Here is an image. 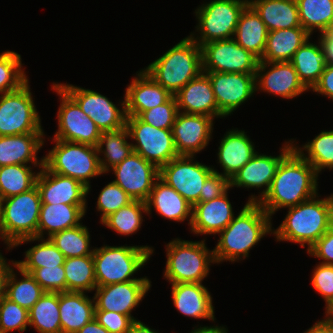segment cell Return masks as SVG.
I'll list each match as a JSON object with an SVG mask.
<instances>
[{"mask_svg":"<svg viewBox=\"0 0 333 333\" xmlns=\"http://www.w3.org/2000/svg\"><path fill=\"white\" fill-rule=\"evenodd\" d=\"M314 167L293 149L279 164L269 191L257 203L272 218L280 208L296 206L318 192Z\"/></svg>","mask_w":333,"mask_h":333,"instance_id":"cell-1","label":"cell"},{"mask_svg":"<svg viewBox=\"0 0 333 333\" xmlns=\"http://www.w3.org/2000/svg\"><path fill=\"white\" fill-rule=\"evenodd\" d=\"M271 219L257 202H247L218 234L220 238L213 249L215 262H235L248 257L254 245L266 234H272Z\"/></svg>","mask_w":333,"mask_h":333,"instance_id":"cell-2","label":"cell"},{"mask_svg":"<svg viewBox=\"0 0 333 333\" xmlns=\"http://www.w3.org/2000/svg\"><path fill=\"white\" fill-rule=\"evenodd\" d=\"M317 193L312 198L288 207V214L273 230L277 241L308 245L315 244L333 225V194L320 199Z\"/></svg>","mask_w":333,"mask_h":333,"instance_id":"cell-3","label":"cell"},{"mask_svg":"<svg viewBox=\"0 0 333 333\" xmlns=\"http://www.w3.org/2000/svg\"><path fill=\"white\" fill-rule=\"evenodd\" d=\"M144 70L174 95L203 72L201 47L191 36L185 37Z\"/></svg>","mask_w":333,"mask_h":333,"instance_id":"cell-4","label":"cell"},{"mask_svg":"<svg viewBox=\"0 0 333 333\" xmlns=\"http://www.w3.org/2000/svg\"><path fill=\"white\" fill-rule=\"evenodd\" d=\"M149 246H109L94 248L93 260L97 287L133 280H149L133 275L144 267L154 252Z\"/></svg>","mask_w":333,"mask_h":333,"instance_id":"cell-5","label":"cell"},{"mask_svg":"<svg viewBox=\"0 0 333 333\" xmlns=\"http://www.w3.org/2000/svg\"><path fill=\"white\" fill-rule=\"evenodd\" d=\"M41 204L36 185L29 191L1 199L0 238L8 250L21 239L37 237Z\"/></svg>","mask_w":333,"mask_h":333,"instance_id":"cell-6","label":"cell"},{"mask_svg":"<svg viewBox=\"0 0 333 333\" xmlns=\"http://www.w3.org/2000/svg\"><path fill=\"white\" fill-rule=\"evenodd\" d=\"M166 254L163 276L171 284L202 283L209 275L210 263H216L205 239L193 242L175 238L166 245Z\"/></svg>","mask_w":333,"mask_h":333,"instance_id":"cell-7","label":"cell"},{"mask_svg":"<svg viewBox=\"0 0 333 333\" xmlns=\"http://www.w3.org/2000/svg\"><path fill=\"white\" fill-rule=\"evenodd\" d=\"M55 146L44 156V167L83 183L90 191V178L102 175L95 146L53 139Z\"/></svg>","mask_w":333,"mask_h":333,"instance_id":"cell-8","label":"cell"},{"mask_svg":"<svg viewBox=\"0 0 333 333\" xmlns=\"http://www.w3.org/2000/svg\"><path fill=\"white\" fill-rule=\"evenodd\" d=\"M248 5V0H213L195 10L198 20L196 31L200 37L192 39L199 45L231 39L234 36L241 12Z\"/></svg>","mask_w":333,"mask_h":333,"instance_id":"cell-9","label":"cell"},{"mask_svg":"<svg viewBox=\"0 0 333 333\" xmlns=\"http://www.w3.org/2000/svg\"><path fill=\"white\" fill-rule=\"evenodd\" d=\"M44 133L29 80L17 90L0 94V136Z\"/></svg>","mask_w":333,"mask_h":333,"instance_id":"cell-10","label":"cell"},{"mask_svg":"<svg viewBox=\"0 0 333 333\" xmlns=\"http://www.w3.org/2000/svg\"><path fill=\"white\" fill-rule=\"evenodd\" d=\"M133 151L158 168L179 156L174 144L172 129L155 128L138 116H126V125Z\"/></svg>","mask_w":333,"mask_h":333,"instance_id":"cell-11","label":"cell"},{"mask_svg":"<svg viewBox=\"0 0 333 333\" xmlns=\"http://www.w3.org/2000/svg\"><path fill=\"white\" fill-rule=\"evenodd\" d=\"M52 90L61 98L57 113L58 130L53 139L97 147L102 132L94 121L58 84L53 83Z\"/></svg>","mask_w":333,"mask_h":333,"instance_id":"cell-12","label":"cell"},{"mask_svg":"<svg viewBox=\"0 0 333 333\" xmlns=\"http://www.w3.org/2000/svg\"><path fill=\"white\" fill-rule=\"evenodd\" d=\"M194 156L179 155L159 168V178L175 189L192 206L200 202V193L213 168L194 161Z\"/></svg>","mask_w":333,"mask_h":333,"instance_id":"cell-13","label":"cell"},{"mask_svg":"<svg viewBox=\"0 0 333 333\" xmlns=\"http://www.w3.org/2000/svg\"><path fill=\"white\" fill-rule=\"evenodd\" d=\"M203 72L256 74L259 59L233 38L200 46Z\"/></svg>","mask_w":333,"mask_h":333,"instance_id":"cell-14","label":"cell"},{"mask_svg":"<svg viewBox=\"0 0 333 333\" xmlns=\"http://www.w3.org/2000/svg\"><path fill=\"white\" fill-rule=\"evenodd\" d=\"M57 84L79 105L80 109L89 116L101 132L115 131L125 127V101L121 110L106 96L99 92L77 87L72 84Z\"/></svg>","mask_w":333,"mask_h":333,"instance_id":"cell-15","label":"cell"},{"mask_svg":"<svg viewBox=\"0 0 333 333\" xmlns=\"http://www.w3.org/2000/svg\"><path fill=\"white\" fill-rule=\"evenodd\" d=\"M295 141L285 142L278 156L259 154L258 152L230 179V188H263L258 196L251 195L247 202H258L269 191L280 162L294 149Z\"/></svg>","mask_w":333,"mask_h":333,"instance_id":"cell-16","label":"cell"},{"mask_svg":"<svg viewBox=\"0 0 333 333\" xmlns=\"http://www.w3.org/2000/svg\"><path fill=\"white\" fill-rule=\"evenodd\" d=\"M111 170L116 177L113 182L133 200L143 202L147 201L155 181L159 178V168L134 151Z\"/></svg>","mask_w":333,"mask_h":333,"instance_id":"cell-17","label":"cell"},{"mask_svg":"<svg viewBox=\"0 0 333 333\" xmlns=\"http://www.w3.org/2000/svg\"><path fill=\"white\" fill-rule=\"evenodd\" d=\"M209 76L219 109V117H226L256 92L255 74L204 72Z\"/></svg>","mask_w":333,"mask_h":333,"instance_id":"cell-18","label":"cell"},{"mask_svg":"<svg viewBox=\"0 0 333 333\" xmlns=\"http://www.w3.org/2000/svg\"><path fill=\"white\" fill-rule=\"evenodd\" d=\"M150 288V280H133L96 287L94 289L96 293L93 296L95 310L117 312L129 316L135 321L131 312L138 307Z\"/></svg>","mask_w":333,"mask_h":333,"instance_id":"cell-19","label":"cell"},{"mask_svg":"<svg viewBox=\"0 0 333 333\" xmlns=\"http://www.w3.org/2000/svg\"><path fill=\"white\" fill-rule=\"evenodd\" d=\"M213 118L178 112L172 135L178 155L195 156L208 146L213 132Z\"/></svg>","mask_w":333,"mask_h":333,"instance_id":"cell-20","label":"cell"},{"mask_svg":"<svg viewBox=\"0 0 333 333\" xmlns=\"http://www.w3.org/2000/svg\"><path fill=\"white\" fill-rule=\"evenodd\" d=\"M255 84L256 91L261 89L263 92L280 96L283 99H292L308 91L299 80L290 61L265 62L259 60Z\"/></svg>","mask_w":333,"mask_h":333,"instance_id":"cell-21","label":"cell"},{"mask_svg":"<svg viewBox=\"0 0 333 333\" xmlns=\"http://www.w3.org/2000/svg\"><path fill=\"white\" fill-rule=\"evenodd\" d=\"M36 186L42 203H87L88 188L83 183L71 177L50 172L44 166L38 173Z\"/></svg>","mask_w":333,"mask_h":333,"instance_id":"cell-22","label":"cell"},{"mask_svg":"<svg viewBox=\"0 0 333 333\" xmlns=\"http://www.w3.org/2000/svg\"><path fill=\"white\" fill-rule=\"evenodd\" d=\"M172 96L142 69L126 88L123 99L126 116H139L143 111L166 103Z\"/></svg>","mask_w":333,"mask_h":333,"instance_id":"cell-23","label":"cell"},{"mask_svg":"<svg viewBox=\"0 0 333 333\" xmlns=\"http://www.w3.org/2000/svg\"><path fill=\"white\" fill-rule=\"evenodd\" d=\"M174 96L179 112L219 118L212 85L209 76L204 72L189 81Z\"/></svg>","mask_w":333,"mask_h":333,"instance_id":"cell-24","label":"cell"},{"mask_svg":"<svg viewBox=\"0 0 333 333\" xmlns=\"http://www.w3.org/2000/svg\"><path fill=\"white\" fill-rule=\"evenodd\" d=\"M234 218L228 192L206 202H198L192 209L190 230L194 234H219Z\"/></svg>","mask_w":333,"mask_h":333,"instance_id":"cell-25","label":"cell"},{"mask_svg":"<svg viewBox=\"0 0 333 333\" xmlns=\"http://www.w3.org/2000/svg\"><path fill=\"white\" fill-rule=\"evenodd\" d=\"M44 133H25L20 135L0 136V167L7 165L44 166V157L38 160L37 153L44 145Z\"/></svg>","mask_w":333,"mask_h":333,"instance_id":"cell-26","label":"cell"},{"mask_svg":"<svg viewBox=\"0 0 333 333\" xmlns=\"http://www.w3.org/2000/svg\"><path fill=\"white\" fill-rule=\"evenodd\" d=\"M172 285L174 307L184 316L214 321L212 296L202 283H178Z\"/></svg>","mask_w":333,"mask_h":333,"instance_id":"cell-27","label":"cell"},{"mask_svg":"<svg viewBox=\"0 0 333 333\" xmlns=\"http://www.w3.org/2000/svg\"><path fill=\"white\" fill-rule=\"evenodd\" d=\"M256 153L254 143L244 130L227 131L218 147V163L223 169L220 174L231 179Z\"/></svg>","mask_w":333,"mask_h":333,"instance_id":"cell-28","label":"cell"},{"mask_svg":"<svg viewBox=\"0 0 333 333\" xmlns=\"http://www.w3.org/2000/svg\"><path fill=\"white\" fill-rule=\"evenodd\" d=\"M146 206L147 214H151V209L155 208L159 215L168 220L184 222L189 218L188 225H191L193 206L160 178L155 181Z\"/></svg>","mask_w":333,"mask_h":333,"instance_id":"cell-29","label":"cell"},{"mask_svg":"<svg viewBox=\"0 0 333 333\" xmlns=\"http://www.w3.org/2000/svg\"><path fill=\"white\" fill-rule=\"evenodd\" d=\"M87 204L42 203L37 238L51 237L54 233L78 226L86 214Z\"/></svg>","mask_w":333,"mask_h":333,"instance_id":"cell-30","label":"cell"},{"mask_svg":"<svg viewBox=\"0 0 333 333\" xmlns=\"http://www.w3.org/2000/svg\"><path fill=\"white\" fill-rule=\"evenodd\" d=\"M59 316L62 333H76L95 317L94 298L84 292H60Z\"/></svg>","mask_w":333,"mask_h":333,"instance_id":"cell-31","label":"cell"},{"mask_svg":"<svg viewBox=\"0 0 333 333\" xmlns=\"http://www.w3.org/2000/svg\"><path fill=\"white\" fill-rule=\"evenodd\" d=\"M318 45L309 42V39L294 53L291 63L294 66L298 78L304 87L313 89L320 79L324 68L329 64L327 53L321 39Z\"/></svg>","mask_w":333,"mask_h":333,"instance_id":"cell-32","label":"cell"},{"mask_svg":"<svg viewBox=\"0 0 333 333\" xmlns=\"http://www.w3.org/2000/svg\"><path fill=\"white\" fill-rule=\"evenodd\" d=\"M268 32L301 27L296 0H248Z\"/></svg>","mask_w":333,"mask_h":333,"instance_id":"cell-33","label":"cell"},{"mask_svg":"<svg viewBox=\"0 0 333 333\" xmlns=\"http://www.w3.org/2000/svg\"><path fill=\"white\" fill-rule=\"evenodd\" d=\"M267 36L266 25L248 4L240 14L233 39L261 60L265 51Z\"/></svg>","mask_w":333,"mask_h":333,"instance_id":"cell-34","label":"cell"},{"mask_svg":"<svg viewBox=\"0 0 333 333\" xmlns=\"http://www.w3.org/2000/svg\"><path fill=\"white\" fill-rule=\"evenodd\" d=\"M311 35L302 27L279 29L268 32L265 51L260 61H291L294 53Z\"/></svg>","mask_w":333,"mask_h":333,"instance_id":"cell-35","label":"cell"},{"mask_svg":"<svg viewBox=\"0 0 333 333\" xmlns=\"http://www.w3.org/2000/svg\"><path fill=\"white\" fill-rule=\"evenodd\" d=\"M11 262L12 266L9 268L5 278L4 295L29 311L45 291L30 273L20 269L14 261ZM12 267L17 268L20 275H22L21 280L17 279V274Z\"/></svg>","mask_w":333,"mask_h":333,"instance_id":"cell-36","label":"cell"},{"mask_svg":"<svg viewBox=\"0 0 333 333\" xmlns=\"http://www.w3.org/2000/svg\"><path fill=\"white\" fill-rule=\"evenodd\" d=\"M129 138L126 126L115 131L101 133L97 149L100 168L104 174L108 173L112 167L121 163L133 152L132 143H128L127 140ZM100 154H104V157L101 158Z\"/></svg>","mask_w":333,"mask_h":333,"instance_id":"cell-37","label":"cell"},{"mask_svg":"<svg viewBox=\"0 0 333 333\" xmlns=\"http://www.w3.org/2000/svg\"><path fill=\"white\" fill-rule=\"evenodd\" d=\"M31 241L41 242L25 251L24 261H14L20 269L27 273H31L36 268L56 267L64 264V255L56 248L49 238L28 237L19 240L13 247L15 248L22 243H28Z\"/></svg>","mask_w":333,"mask_h":333,"instance_id":"cell-38","label":"cell"},{"mask_svg":"<svg viewBox=\"0 0 333 333\" xmlns=\"http://www.w3.org/2000/svg\"><path fill=\"white\" fill-rule=\"evenodd\" d=\"M301 27L310 35L333 30V0H296Z\"/></svg>","mask_w":333,"mask_h":333,"instance_id":"cell-39","label":"cell"},{"mask_svg":"<svg viewBox=\"0 0 333 333\" xmlns=\"http://www.w3.org/2000/svg\"><path fill=\"white\" fill-rule=\"evenodd\" d=\"M29 326L38 333H62L59 316V293L45 292L28 311Z\"/></svg>","mask_w":333,"mask_h":333,"instance_id":"cell-40","label":"cell"},{"mask_svg":"<svg viewBox=\"0 0 333 333\" xmlns=\"http://www.w3.org/2000/svg\"><path fill=\"white\" fill-rule=\"evenodd\" d=\"M66 292H91L96 285L93 255L65 258Z\"/></svg>","mask_w":333,"mask_h":333,"instance_id":"cell-41","label":"cell"},{"mask_svg":"<svg viewBox=\"0 0 333 333\" xmlns=\"http://www.w3.org/2000/svg\"><path fill=\"white\" fill-rule=\"evenodd\" d=\"M38 172L29 165H7L0 167V199L29 191L36 185Z\"/></svg>","mask_w":333,"mask_h":333,"instance_id":"cell-42","label":"cell"},{"mask_svg":"<svg viewBox=\"0 0 333 333\" xmlns=\"http://www.w3.org/2000/svg\"><path fill=\"white\" fill-rule=\"evenodd\" d=\"M49 239L65 258L93 255L94 252L90 247L89 230L82 224L54 233Z\"/></svg>","mask_w":333,"mask_h":333,"instance_id":"cell-43","label":"cell"},{"mask_svg":"<svg viewBox=\"0 0 333 333\" xmlns=\"http://www.w3.org/2000/svg\"><path fill=\"white\" fill-rule=\"evenodd\" d=\"M294 149L314 167L317 174L325 168L333 169V130L321 131L301 148L294 143Z\"/></svg>","mask_w":333,"mask_h":333,"instance_id":"cell-44","label":"cell"},{"mask_svg":"<svg viewBox=\"0 0 333 333\" xmlns=\"http://www.w3.org/2000/svg\"><path fill=\"white\" fill-rule=\"evenodd\" d=\"M142 212L148 213L146 202L133 200L127 206L121 207L118 211L110 214L101 223L121 236H129L141 228Z\"/></svg>","mask_w":333,"mask_h":333,"instance_id":"cell-45","label":"cell"},{"mask_svg":"<svg viewBox=\"0 0 333 333\" xmlns=\"http://www.w3.org/2000/svg\"><path fill=\"white\" fill-rule=\"evenodd\" d=\"M21 61V55L14 51L0 54V94L17 90L29 80Z\"/></svg>","mask_w":333,"mask_h":333,"instance_id":"cell-46","label":"cell"},{"mask_svg":"<svg viewBox=\"0 0 333 333\" xmlns=\"http://www.w3.org/2000/svg\"><path fill=\"white\" fill-rule=\"evenodd\" d=\"M29 325L28 310L8 299L4 294L0 297V331L10 333L23 332Z\"/></svg>","mask_w":333,"mask_h":333,"instance_id":"cell-47","label":"cell"},{"mask_svg":"<svg viewBox=\"0 0 333 333\" xmlns=\"http://www.w3.org/2000/svg\"><path fill=\"white\" fill-rule=\"evenodd\" d=\"M133 199L115 182L108 183L100 192L97 199V211L101 212V222L110 214L127 206Z\"/></svg>","mask_w":333,"mask_h":333,"instance_id":"cell-48","label":"cell"},{"mask_svg":"<svg viewBox=\"0 0 333 333\" xmlns=\"http://www.w3.org/2000/svg\"><path fill=\"white\" fill-rule=\"evenodd\" d=\"M178 112L176 98L173 95L166 103L143 111L138 117L155 128L172 129Z\"/></svg>","mask_w":333,"mask_h":333,"instance_id":"cell-49","label":"cell"},{"mask_svg":"<svg viewBox=\"0 0 333 333\" xmlns=\"http://www.w3.org/2000/svg\"><path fill=\"white\" fill-rule=\"evenodd\" d=\"M311 284L325 301V314L333 307V265L319 263L312 272Z\"/></svg>","mask_w":333,"mask_h":333,"instance_id":"cell-50","label":"cell"},{"mask_svg":"<svg viewBox=\"0 0 333 333\" xmlns=\"http://www.w3.org/2000/svg\"><path fill=\"white\" fill-rule=\"evenodd\" d=\"M45 292H66L64 266L36 268L30 273Z\"/></svg>","mask_w":333,"mask_h":333,"instance_id":"cell-51","label":"cell"},{"mask_svg":"<svg viewBox=\"0 0 333 333\" xmlns=\"http://www.w3.org/2000/svg\"><path fill=\"white\" fill-rule=\"evenodd\" d=\"M94 318L110 333H127L134 322L127 315L106 310H95Z\"/></svg>","mask_w":333,"mask_h":333,"instance_id":"cell-52","label":"cell"},{"mask_svg":"<svg viewBox=\"0 0 333 333\" xmlns=\"http://www.w3.org/2000/svg\"><path fill=\"white\" fill-rule=\"evenodd\" d=\"M213 168V172L206 178L203 191L200 193V202L210 201L225 194L230 189V179L221 175Z\"/></svg>","mask_w":333,"mask_h":333,"instance_id":"cell-53","label":"cell"},{"mask_svg":"<svg viewBox=\"0 0 333 333\" xmlns=\"http://www.w3.org/2000/svg\"><path fill=\"white\" fill-rule=\"evenodd\" d=\"M307 253L322 259L321 264L333 265V225L307 250Z\"/></svg>","mask_w":333,"mask_h":333,"instance_id":"cell-54","label":"cell"},{"mask_svg":"<svg viewBox=\"0 0 333 333\" xmlns=\"http://www.w3.org/2000/svg\"><path fill=\"white\" fill-rule=\"evenodd\" d=\"M312 91L333 100V64L329 63L324 68L319 81Z\"/></svg>","mask_w":333,"mask_h":333,"instance_id":"cell-55","label":"cell"},{"mask_svg":"<svg viewBox=\"0 0 333 333\" xmlns=\"http://www.w3.org/2000/svg\"><path fill=\"white\" fill-rule=\"evenodd\" d=\"M325 317L303 333H333V319L327 313Z\"/></svg>","mask_w":333,"mask_h":333,"instance_id":"cell-56","label":"cell"},{"mask_svg":"<svg viewBox=\"0 0 333 333\" xmlns=\"http://www.w3.org/2000/svg\"><path fill=\"white\" fill-rule=\"evenodd\" d=\"M319 36L323 43L324 49L326 50L328 63L333 64V30Z\"/></svg>","mask_w":333,"mask_h":333,"instance_id":"cell-57","label":"cell"},{"mask_svg":"<svg viewBox=\"0 0 333 333\" xmlns=\"http://www.w3.org/2000/svg\"><path fill=\"white\" fill-rule=\"evenodd\" d=\"M76 333H110V332L105 327L100 325L95 318H93L90 322L85 324Z\"/></svg>","mask_w":333,"mask_h":333,"instance_id":"cell-58","label":"cell"},{"mask_svg":"<svg viewBox=\"0 0 333 333\" xmlns=\"http://www.w3.org/2000/svg\"><path fill=\"white\" fill-rule=\"evenodd\" d=\"M3 257L2 253H0V297L4 294L5 278L9 268L12 266Z\"/></svg>","mask_w":333,"mask_h":333,"instance_id":"cell-59","label":"cell"},{"mask_svg":"<svg viewBox=\"0 0 333 333\" xmlns=\"http://www.w3.org/2000/svg\"><path fill=\"white\" fill-rule=\"evenodd\" d=\"M127 333H159V332L146 326L145 323L139 320H135L132 323L130 330Z\"/></svg>","mask_w":333,"mask_h":333,"instance_id":"cell-60","label":"cell"},{"mask_svg":"<svg viewBox=\"0 0 333 333\" xmlns=\"http://www.w3.org/2000/svg\"><path fill=\"white\" fill-rule=\"evenodd\" d=\"M228 330L224 326H204L195 328L190 333H227Z\"/></svg>","mask_w":333,"mask_h":333,"instance_id":"cell-61","label":"cell"},{"mask_svg":"<svg viewBox=\"0 0 333 333\" xmlns=\"http://www.w3.org/2000/svg\"><path fill=\"white\" fill-rule=\"evenodd\" d=\"M327 314L333 319V307L330 309V311Z\"/></svg>","mask_w":333,"mask_h":333,"instance_id":"cell-62","label":"cell"}]
</instances>
